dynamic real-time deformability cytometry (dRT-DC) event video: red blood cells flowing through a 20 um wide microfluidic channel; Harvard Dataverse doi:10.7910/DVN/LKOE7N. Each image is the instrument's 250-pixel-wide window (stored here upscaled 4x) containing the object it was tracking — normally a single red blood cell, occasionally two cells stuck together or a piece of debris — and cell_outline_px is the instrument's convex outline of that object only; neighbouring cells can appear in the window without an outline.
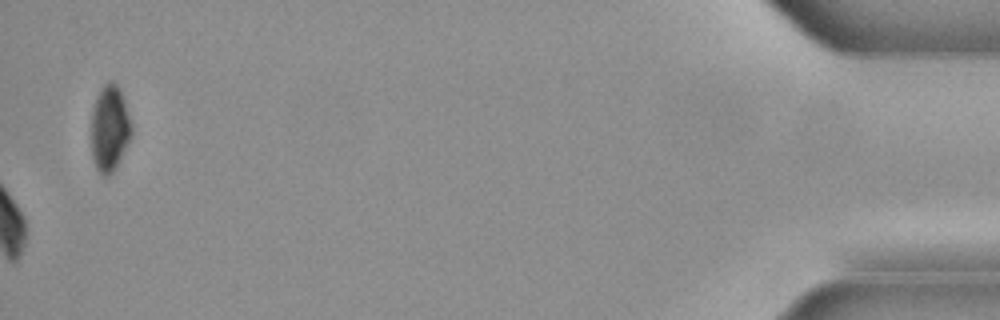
{"species": "common noctule bat (a hibernating species)", "species_latin": "Nyctalus noctula", "temperature_condition": "cold", "stored_images_in_passage": 43, "camera_frame_rate_fps": 3000, "um_per_image_px": 0.085, "animal": {"sex": "male", "body_mass_g": 21.5, "forearm_length_mm": 52.0}, "frame": {"image": 1, "passage_image": 43, "time_ms": 14.0, "image_size_px": [1000, 320], "cell_outline_px": [[132, 136], [116, 168], [108, 176], [104, 176], [96, 168], [92, 156], [92, 108], [100, 88], [108, 80], [112, 80], [120, 88], [132, 124]], "centroid_in_image_um": [9.33, 10.89], "position_along_channel_um": 425.9, "area_um2": 20.35}}